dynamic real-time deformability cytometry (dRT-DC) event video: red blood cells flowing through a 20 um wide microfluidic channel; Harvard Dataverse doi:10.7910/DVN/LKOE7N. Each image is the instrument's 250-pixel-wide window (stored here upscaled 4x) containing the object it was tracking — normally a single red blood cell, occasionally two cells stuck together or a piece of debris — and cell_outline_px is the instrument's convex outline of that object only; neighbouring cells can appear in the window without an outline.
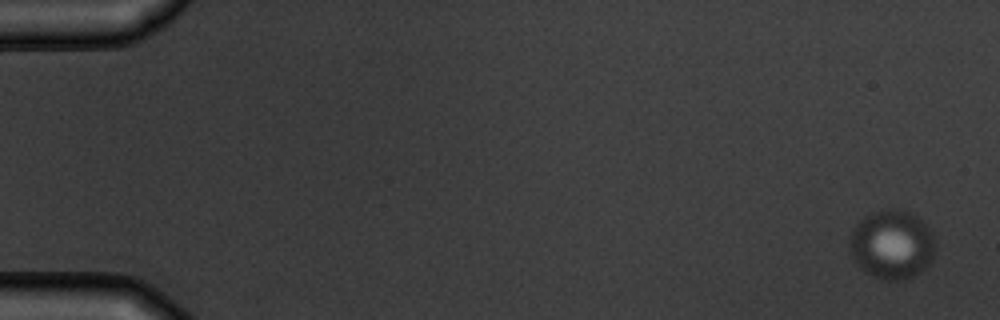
{"species": "common noctule bat (a hibernating species)", "species_latin": "Nyctalus noctula", "temperature_condition": "warm", "stored_images_in_passage": 6, "segment_of_instrument_passage": [1, 2], "camera_frame_rate_fps": 3000, "um_per_image_px": 0.085, "animal": {"sex": "male", "body_mass_g": 19.5, "forearm_length_mm": 54.6}, "frame": {"image": 1, "passage_image": 1, "time_ms": 0.0, "image_size_px": [1000, 320], "cell_outline_px": [[936, 244], [932, 256], [928, 264], [920, 272], [904, 280], [880, 280], [864, 272], [856, 264], [848, 252], [848, 244], [852, 228], [864, 216], [872, 212], [892, 208], [908, 212], [916, 216], [932, 232]], "centroid_in_image_um": [75.76, 20.8], "position_along_channel_um": 9.2, "area_um2": 34.8}}
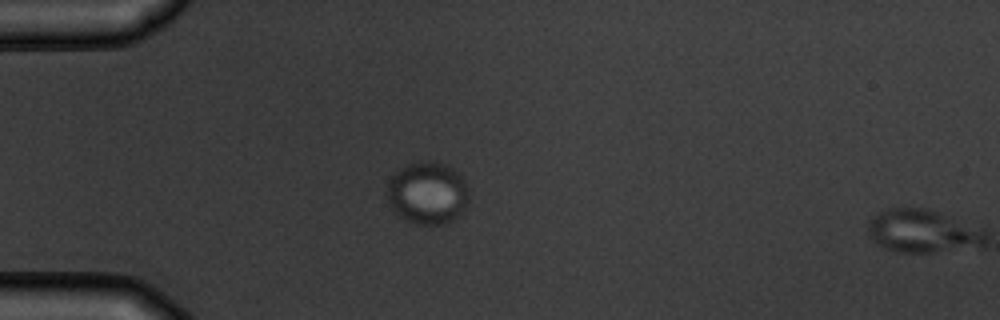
{"frame": {"image": 2, "passage_image": 5, "time_ms": 4.667, "image_size_px": [1000, 320], "cell_outline_px": [[468, 204], [452, 220], [444, 224], [416, 224], [404, 220], [392, 212], [388, 200], [388, 184], [392, 176], [400, 168], [408, 164], [420, 160], [436, 160], [460, 172], [464, 180], [468, 192]], "centroid_in_image_um": [36.33, 16.39], "position_along_channel_um": 48.7, "area_um2": 30.06}}